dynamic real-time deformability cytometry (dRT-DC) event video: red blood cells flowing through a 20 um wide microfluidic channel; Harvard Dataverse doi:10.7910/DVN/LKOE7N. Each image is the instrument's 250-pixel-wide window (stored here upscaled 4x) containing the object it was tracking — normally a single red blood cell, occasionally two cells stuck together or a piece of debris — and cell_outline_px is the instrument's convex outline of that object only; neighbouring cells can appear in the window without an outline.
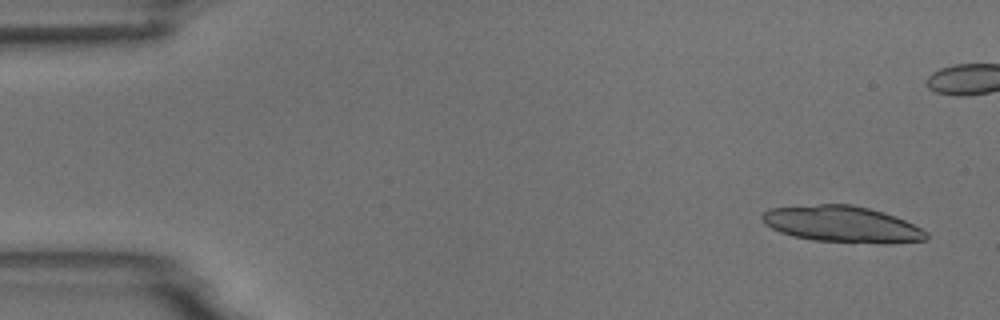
{"species": "common noctule bat (a hibernating species)", "species_latin": "Nyctalus noctula", "temperature_condition": "room temperature", "stored_images_in_passage": 3, "segment_of_instrument_passage": [2, 2], "camera_frame_rate_fps": 3000, "um_per_image_px": 0.085, "animal": {"sex": "male", "body_mass_g": 18.8}, "frame": {"image": 1, "passage_image": 3, "time_ms": 3.333, "image_size_px": [1000, 320], "cell_outline_px": [[928, 240], [892, 244], [880, 244], [812, 240], [780, 232], [764, 224], [760, 216], [768, 208], [820, 204], [852, 204], [884, 212], [896, 216], [928, 232]], "centroid_in_image_um": [71.61, 19.06], "position_along_channel_um": 13.4, "area_um2": 35.03}}